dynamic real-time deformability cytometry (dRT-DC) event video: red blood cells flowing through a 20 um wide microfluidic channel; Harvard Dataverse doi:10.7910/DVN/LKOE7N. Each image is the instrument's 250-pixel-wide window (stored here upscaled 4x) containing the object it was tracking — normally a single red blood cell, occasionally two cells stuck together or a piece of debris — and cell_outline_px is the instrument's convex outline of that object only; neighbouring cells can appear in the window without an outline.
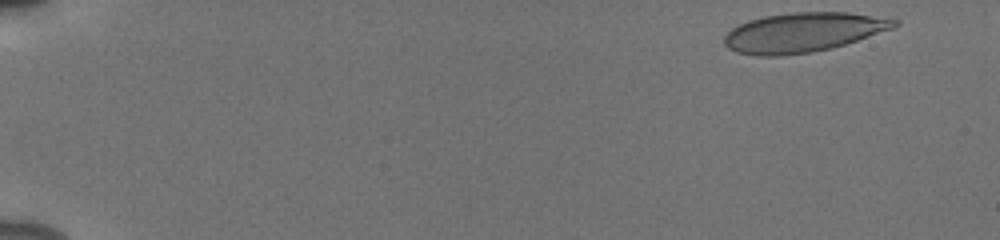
{"species": "human", "species_latin": "Homo sapiens", "temperature_condition": "cold", "stored_images_in_passage": 51, "camera_frame_rate_fps": 3000, "um_per_image_px": 0.085, "donor": {"sex": "male"}, "frame": {"image": 1, "passage_image": 1, "time_ms": 0.0, "image_size_px": [1000, 240], "cell_outline_px": [[900, 24], [892, 28], [832, 48], [812, 52], [780, 56], [756, 56], [736, 52], [728, 48], [724, 44], [724, 36], [732, 28], [748, 20], [764, 16], [792, 12], [848, 12], [892, 16], [900, 20]], "centroid_in_image_um": [68.31, 2.73], "position_along_channel_um": 16.7, "area_um2": 39.54}}
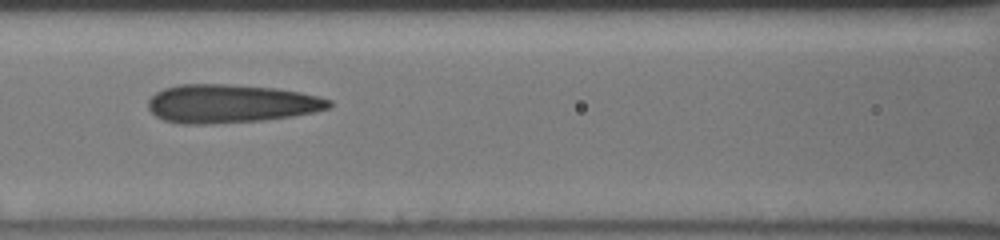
{"frame": {"image": 2, "passage_image": 23, "time_ms": 7.333, "image_size_px": [1000, 240], "cell_outline_px": [[332, 104], [328, 108], [316, 112], [292, 116], [264, 120], [204, 124], [184, 124], [164, 120], [156, 116], [148, 108], [148, 100], [156, 92], [164, 88], [180, 84], [228, 84], [276, 88], [300, 92], [320, 96], [332, 100]], "centroid_in_image_um": [19.63, 8.8], "position_along_channel_um": 147.0, "area_um2": 40.63}}
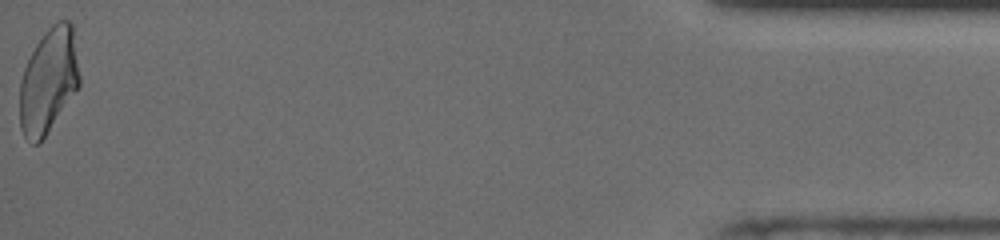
{"frame": {"image": 3, "passage_image": 51, "time_ms": 16.667, "image_size_px": [1000, 240], "cell_outline_px": [[80, 84], [40, 144], [32, 144], [24, 136], [20, 128], [20, 80], [24, 68], [36, 44], [44, 32], [52, 24], [60, 20], [68, 20], [72, 24], [80, 76]], "centroid_in_image_um": [4.12, 6.88], "position_along_channel_um": 431.1, "area_um2": 36.41}, "authors_computed_cell_mechanics": {"area_um2": 39.304, "velocity_mm_per_s": 3.8858, "shape_relaxation_time_tau1_ms": 10.4996, "shape_relaxation_time_tau2_ms": 1.6628, "deformation_change_tau1": 0.2538, "deformation_change_tau2": 0.0977}}